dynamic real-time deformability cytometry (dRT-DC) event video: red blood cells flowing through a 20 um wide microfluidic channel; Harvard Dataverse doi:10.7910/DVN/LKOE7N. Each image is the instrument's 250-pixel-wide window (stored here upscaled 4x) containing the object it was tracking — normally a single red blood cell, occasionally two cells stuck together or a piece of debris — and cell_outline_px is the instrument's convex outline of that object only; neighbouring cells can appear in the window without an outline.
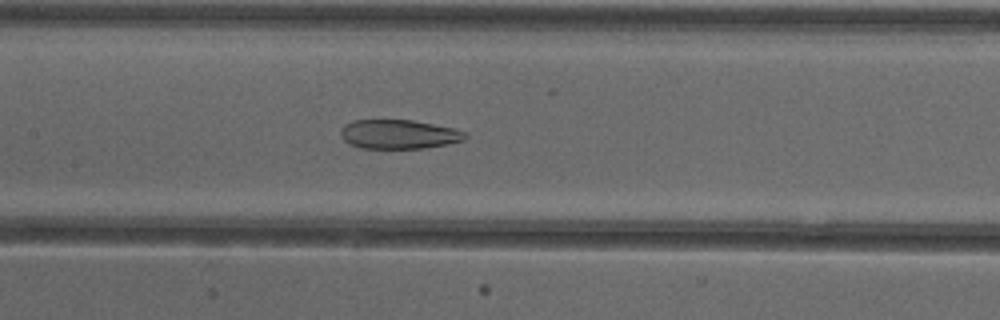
{"species": "common noctule bat (a hibernating species)", "species_latin": "Nyctalus noctula", "temperature_condition": "cold", "stored_images_in_passage": 43, "camera_frame_rate_fps": 3000, "um_per_image_px": 0.085, "animal": {"sex": "female"}, "frame": {"image": 1, "passage_image": 16, "time_ms": 5.0, "image_size_px": [1000, 320], "cell_outline_px": [[468, 136], [464, 140], [424, 148], [360, 148], [348, 144], [340, 136], [340, 128], [344, 124], [352, 120], [412, 120], [456, 128], [468, 132]], "centroid_in_image_um": [33.88, 11.4], "position_along_channel_um": 173.5, "area_um2": 21.39}}
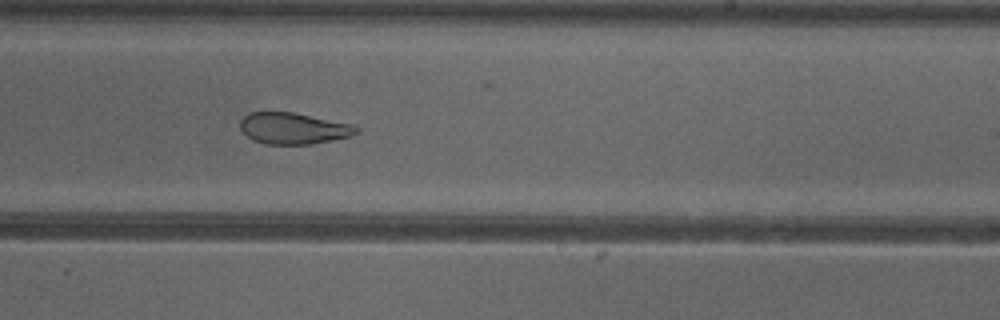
{"frame": {"image": 2, "passage_image": 23, "time_ms": 7.333, "image_size_px": [1000, 320], "cell_outline_px": [[360, 132], [348, 136], [332, 140], [312, 144], [264, 144], [252, 140], [240, 128], [240, 120], [248, 112], [292, 112], [352, 124], [360, 128]], "centroid_in_image_um": [24.93, 10.91], "position_along_channel_um": 264.1, "area_um2": 21.21}}
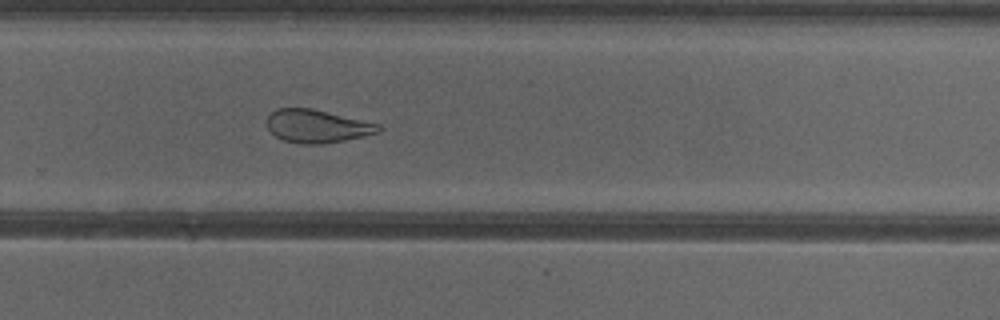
{"frame": {"image": 3, "passage_image": 26, "time_ms": 8.333, "image_size_px": [1000, 320], "cell_outline_px": [[384, 128], [380, 132], [364, 136], [344, 140], [320, 144], [304, 144], [284, 140], [276, 136], [264, 124], [268, 116], [276, 108], [312, 108], [380, 124]], "centroid_in_image_um": [26.96, 10.71], "position_along_channel_um": 302.8, "area_um2": 21.56}, "authors_computed_cell_mechanics": {"area_um2": 26.2412, "velocity_mm_per_s": 3.8955, "shape_relaxation_time_tau1_ms": null, "shape_relaxation_time_tau2_ms": 2.1389, "deformation_change_tau1": null, "deformation_change_tau2": 0.1017}}